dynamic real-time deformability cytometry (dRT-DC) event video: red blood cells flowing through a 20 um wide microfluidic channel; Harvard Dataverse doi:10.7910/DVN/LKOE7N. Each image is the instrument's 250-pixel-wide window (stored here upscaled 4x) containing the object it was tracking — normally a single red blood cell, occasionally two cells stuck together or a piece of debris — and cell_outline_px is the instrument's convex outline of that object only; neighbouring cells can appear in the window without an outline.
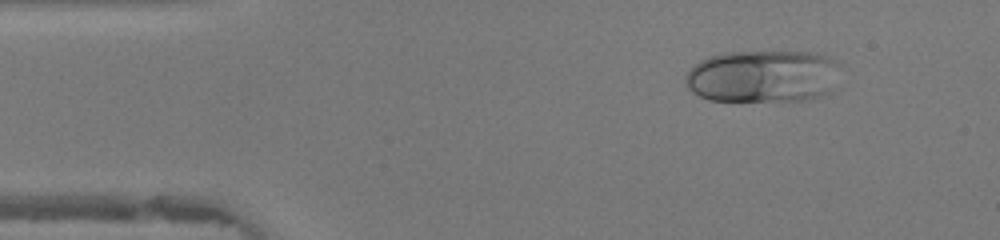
{"species": "human", "species_latin": "Homo sapiens", "temperature_condition": "warm", "stored_images_in_passage": 45, "camera_frame_rate_fps": 3000, "um_per_image_px": 0.085, "donor": {"sex": "female"}, "frame": {"image": 1, "passage_image": 5, "time_ms": 1.333, "image_size_px": [1000, 240], "cell_outline_px": [[840, 64], [832, 92], [804, 100], [708, 100], [692, 92], [684, 84], [684, 76], [688, 68], [700, 60], [708, 56], [724, 52], [808, 52], [840, 60]], "centroid_in_image_um": [64.81, 6.47], "position_along_channel_um": 20.2, "area_um2": 47.74}}
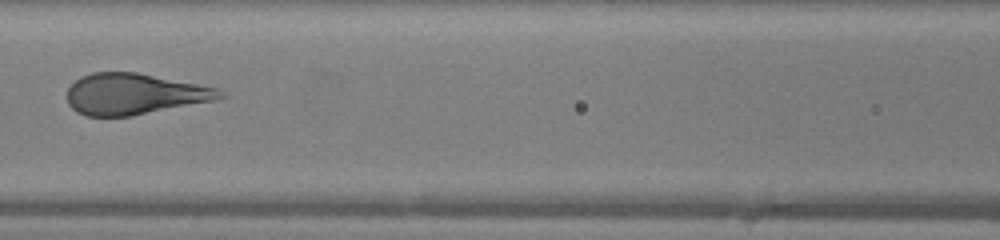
{"frame": {"image": 2, "passage_image": 19, "time_ms": 6.0, "image_size_px": [1000, 240], "cell_outline_px": [[228, 96], [220, 100], [132, 116], [84, 116], [76, 112], [68, 104], [68, 88], [80, 76], [92, 72], [136, 72], [216, 88], [224, 92]], "centroid_in_image_um": [11.44, 8.01], "position_along_channel_um": 155.2, "area_um2": 36.82}}
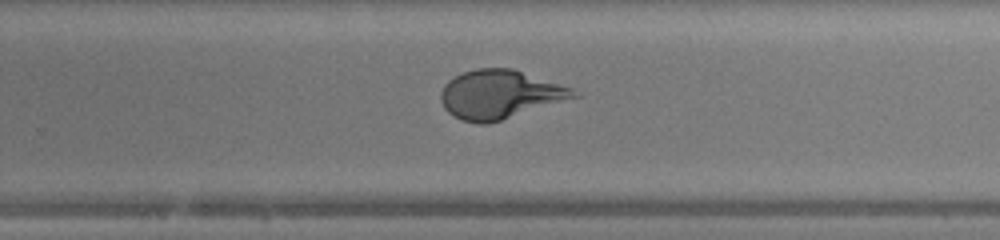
{"frame": {"image": 3, "passage_image": 28, "time_ms": 9.0, "image_size_px": [1000, 240], "cell_outline_px": [[580, 96], [488, 124], [476, 124], [460, 120], [448, 112], [444, 108], [440, 100], [440, 92], [444, 84], [448, 80], [464, 72], [476, 68], [512, 68], [572, 88], [580, 92]], "centroid_in_image_um": [42.46, 8.03], "position_along_channel_um": 287.3, "area_um2": 37.74}, "authors_computed_cell_mechanics": {"area_um2": 38.4948, "velocity_mm_per_s": 4.4121, "shape_relaxation_time_tau1_ms": 3.4685, "shape_relaxation_time_tau2_ms": null, "deformation_change_tau1": 0.2221, "deformation_change_tau2": null}}